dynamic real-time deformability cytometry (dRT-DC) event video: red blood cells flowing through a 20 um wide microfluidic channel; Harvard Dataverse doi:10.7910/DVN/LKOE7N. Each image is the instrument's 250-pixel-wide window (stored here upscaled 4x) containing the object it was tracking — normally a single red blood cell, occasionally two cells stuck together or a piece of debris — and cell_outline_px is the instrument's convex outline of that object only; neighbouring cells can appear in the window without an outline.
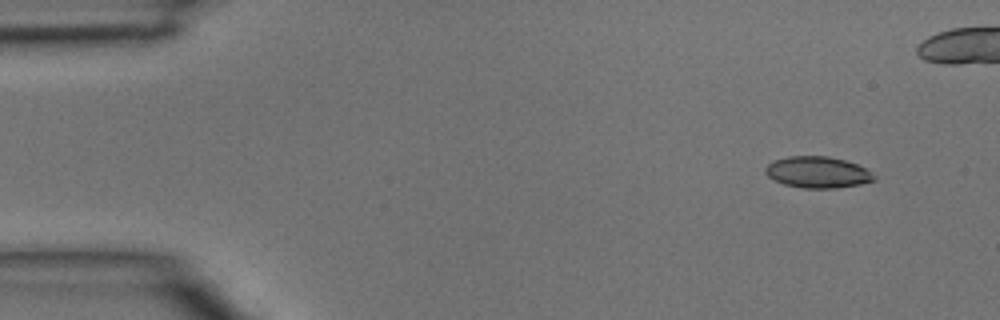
{"species": "common noctule bat (a hibernating species)", "species_latin": "Nyctalus noctula", "temperature_condition": "room temperature", "stored_images_in_passage": 4, "camera_frame_rate_fps": 3000, "um_per_image_px": 0.085, "animal": {"sex": "male", "body_mass_g": 15.6}, "frame": {"image": 1, "passage_image": 1, "time_ms": 0.0, "image_size_px": [1000, 320], "cell_outline_px": [[876, 180], [860, 184], [836, 188], [804, 188], [784, 184], [768, 176], [764, 172], [764, 168], [772, 160], [788, 156], [828, 156], [844, 160], [856, 164], [864, 168], [876, 176]], "centroid_in_image_um": [69.48, 14.63], "position_along_channel_um": 15.5, "area_um2": 19.83}}